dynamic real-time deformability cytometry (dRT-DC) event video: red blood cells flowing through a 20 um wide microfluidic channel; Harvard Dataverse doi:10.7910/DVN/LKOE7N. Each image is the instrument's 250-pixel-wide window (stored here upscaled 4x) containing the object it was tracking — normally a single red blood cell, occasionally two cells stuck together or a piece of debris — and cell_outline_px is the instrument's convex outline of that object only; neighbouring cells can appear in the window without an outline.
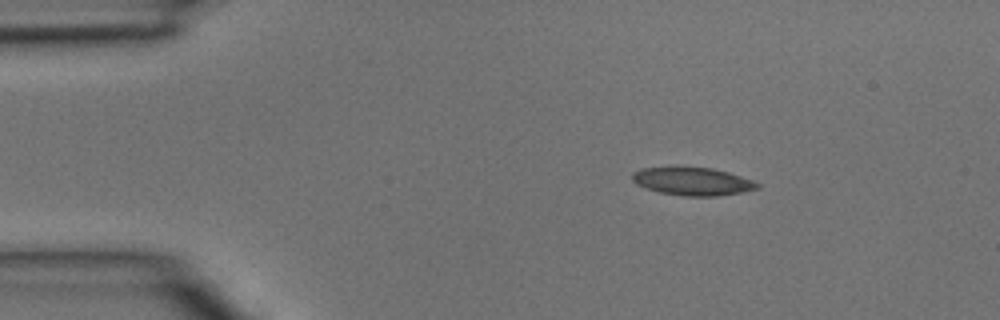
{"species": "common noctule bat (a hibernating species)", "species_latin": "Nyctalus noctula", "temperature_condition": "room temperature", "stored_images_in_passage": 3, "segment_of_instrument_passage": [1, 2], "camera_frame_rate_fps": 3000, "um_per_image_px": 0.085, "animal": {"sex": "male", "body_mass_g": 15.6}, "frame": {"image": 1, "passage_image": 1, "time_ms": 0.0, "image_size_px": [1000, 320], "cell_outline_px": [[760, 188], [744, 192], [716, 196], [684, 196], [660, 192], [636, 184], [632, 180], [632, 172], [644, 168], [712, 168], [728, 172], [752, 180], [760, 184]], "centroid_in_image_um": [58.91, 15.43], "position_along_channel_um": 26.1, "area_um2": 20.06}}